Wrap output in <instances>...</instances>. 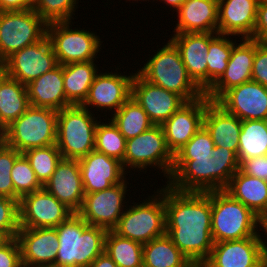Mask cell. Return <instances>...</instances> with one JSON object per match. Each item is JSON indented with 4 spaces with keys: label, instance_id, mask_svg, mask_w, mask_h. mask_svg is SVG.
Masks as SVG:
<instances>
[{
    "label": "cell",
    "instance_id": "obj_25",
    "mask_svg": "<svg viewBox=\"0 0 267 267\" xmlns=\"http://www.w3.org/2000/svg\"><path fill=\"white\" fill-rule=\"evenodd\" d=\"M259 0H218V33L250 38Z\"/></svg>",
    "mask_w": 267,
    "mask_h": 267
},
{
    "label": "cell",
    "instance_id": "obj_2",
    "mask_svg": "<svg viewBox=\"0 0 267 267\" xmlns=\"http://www.w3.org/2000/svg\"><path fill=\"white\" fill-rule=\"evenodd\" d=\"M238 170L237 155L229 149L215 146L213 156L208 159L174 160L167 185L185 192L225 190Z\"/></svg>",
    "mask_w": 267,
    "mask_h": 267
},
{
    "label": "cell",
    "instance_id": "obj_23",
    "mask_svg": "<svg viewBox=\"0 0 267 267\" xmlns=\"http://www.w3.org/2000/svg\"><path fill=\"white\" fill-rule=\"evenodd\" d=\"M232 46L228 65L221 78L205 93L210 101H217L227 90L252 80L255 39L242 38Z\"/></svg>",
    "mask_w": 267,
    "mask_h": 267
},
{
    "label": "cell",
    "instance_id": "obj_38",
    "mask_svg": "<svg viewBox=\"0 0 267 267\" xmlns=\"http://www.w3.org/2000/svg\"><path fill=\"white\" fill-rule=\"evenodd\" d=\"M94 150L119 160L123 165L126 152V138L111 120L108 124H100L98 121L95 131Z\"/></svg>",
    "mask_w": 267,
    "mask_h": 267
},
{
    "label": "cell",
    "instance_id": "obj_20",
    "mask_svg": "<svg viewBox=\"0 0 267 267\" xmlns=\"http://www.w3.org/2000/svg\"><path fill=\"white\" fill-rule=\"evenodd\" d=\"M218 33H176L170 41L179 50L187 73L193 82L207 92V53L209 42Z\"/></svg>",
    "mask_w": 267,
    "mask_h": 267
},
{
    "label": "cell",
    "instance_id": "obj_19",
    "mask_svg": "<svg viewBox=\"0 0 267 267\" xmlns=\"http://www.w3.org/2000/svg\"><path fill=\"white\" fill-rule=\"evenodd\" d=\"M264 255L258 236L214 243L206 267H261Z\"/></svg>",
    "mask_w": 267,
    "mask_h": 267
},
{
    "label": "cell",
    "instance_id": "obj_27",
    "mask_svg": "<svg viewBox=\"0 0 267 267\" xmlns=\"http://www.w3.org/2000/svg\"><path fill=\"white\" fill-rule=\"evenodd\" d=\"M177 13L176 33H218V0H186Z\"/></svg>",
    "mask_w": 267,
    "mask_h": 267
},
{
    "label": "cell",
    "instance_id": "obj_33",
    "mask_svg": "<svg viewBox=\"0 0 267 267\" xmlns=\"http://www.w3.org/2000/svg\"><path fill=\"white\" fill-rule=\"evenodd\" d=\"M267 153V120H244L238 145V161Z\"/></svg>",
    "mask_w": 267,
    "mask_h": 267
},
{
    "label": "cell",
    "instance_id": "obj_44",
    "mask_svg": "<svg viewBox=\"0 0 267 267\" xmlns=\"http://www.w3.org/2000/svg\"><path fill=\"white\" fill-rule=\"evenodd\" d=\"M0 267H23L17 238L0 241Z\"/></svg>",
    "mask_w": 267,
    "mask_h": 267
},
{
    "label": "cell",
    "instance_id": "obj_34",
    "mask_svg": "<svg viewBox=\"0 0 267 267\" xmlns=\"http://www.w3.org/2000/svg\"><path fill=\"white\" fill-rule=\"evenodd\" d=\"M104 251L118 267H143V244L108 230Z\"/></svg>",
    "mask_w": 267,
    "mask_h": 267
},
{
    "label": "cell",
    "instance_id": "obj_22",
    "mask_svg": "<svg viewBox=\"0 0 267 267\" xmlns=\"http://www.w3.org/2000/svg\"><path fill=\"white\" fill-rule=\"evenodd\" d=\"M43 188L77 213L85 195L78 159L62 158Z\"/></svg>",
    "mask_w": 267,
    "mask_h": 267
},
{
    "label": "cell",
    "instance_id": "obj_7",
    "mask_svg": "<svg viewBox=\"0 0 267 267\" xmlns=\"http://www.w3.org/2000/svg\"><path fill=\"white\" fill-rule=\"evenodd\" d=\"M81 105L58 111L56 146L65 159H80L94 151L97 120Z\"/></svg>",
    "mask_w": 267,
    "mask_h": 267
},
{
    "label": "cell",
    "instance_id": "obj_48",
    "mask_svg": "<svg viewBox=\"0 0 267 267\" xmlns=\"http://www.w3.org/2000/svg\"><path fill=\"white\" fill-rule=\"evenodd\" d=\"M32 8V0H0V12L24 11Z\"/></svg>",
    "mask_w": 267,
    "mask_h": 267
},
{
    "label": "cell",
    "instance_id": "obj_18",
    "mask_svg": "<svg viewBox=\"0 0 267 267\" xmlns=\"http://www.w3.org/2000/svg\"><path fill=\"white\" fill-rule=\"evenodd\" d=\"M16 238L23 267H55L59 249L56 228H20Z\"/></svg>",
    "mask_w": 267,
    "mask_h": 267
},
{
    "label": "cell",
    "instance_id": "obj_40",
    "mask_svg": "<svg viewBox=\"0 0 267 267\" xmlns=\"http://www.w3.org/2000/svg\"><path fill=\"white\" fill-rule=\"evenodd\" d=\"M77 0H32V9L47 23L70 21Z\"/></svg>",
    "mask_w": 267,
    "mask_h": 267
},
{
    "label": "cell",
    "instance_id": "obj_39",
    "mask_svg": "<svg viewBox=\"0 0 267 267\" xmlns=\"http://www.w3.org/2000/svg\"><path fill=\"white\" fill-rule=\"evenodd\" d=\"M11 179L15 194L21 199L23 196L43 188L37 180L29 160L22 153L14 163L11 170Z\"/></svg>",
    "mask_w": 267,
    "mask_h": 267
},
{
    "label": "cell",
    "instance_id": "obj_36",
    "mask_svg": "<svg viewBox=\"0 0 267 267\" xmlns=\"http://www.w3.org/2000/svg\"><path fill=\"white\" fill-rule=\"evenodd\" d=\"M225 34H217L210 42L207 53V91L224 74L232 52L233 40Z\"/></svg>",
    "mask_w": 267,
    "mask_h": 267
},
{
    "label": "cell",
    "instance_id": "obj_3",
    "mask_svg": "<svg viewBox=\"0 0 267 267\" xmlns=\"http://www.w3.org/2000/svg\"><path fill=\"white\" fill-rule=\"evenodd\" d=\"M56 228L59 249L55 267H89L104 252L107 230L73 213Z\"/></svg>",
    "mask_w": 267,
    "mask_h": 267
},
{
    "label": "cell",
    "instance_id": "obj_11",
    "mask_svg": "<svg viewBox=\"0 0 267 267\" xmlns=\"http://www.w3.org/2000/svg\"><path fill=\"white\" fill-rule=\"evenodd\" d=\"M70 22H53L46 27V35L52 44L58 64L94 60L101 49L100 38L89 31L70 29Z\"/></svg>",
    "mask_w": 267,
    "mask_h": 267
},
{
    "label": "cell",
    "instance_id": "obj_50",
    "mask_svg": "<svg viewBox=\"0 0 267 267\" xmlns=\"http://www.w3.org/2000/svg\"><path fill=\"white\" fill-rule=\"evenodd\" d=\"M257 223H259L262 226V228L266 232L265 234L267 235V213L257 216ZM257 236H258V240H259L263 255L267 259V245H266L267 242L261 239L259 233H257Z\"/></svg>",
    "mask_w": 267,
    "mask_h": 267
},
{
    "label": "cell",
    "instance_id": "obj_35",
    "mask_svg": "<svg viewBox=\"0 0 267 267\" xmlns=\"http://www.w3.org/2000/svg\"><path fill=\"white\" fill-rule=\"evenodd\" d=\"M110 120L126 138H134L154 124L143 108L130 97Z\"/></svg>",
    "mask_w": 267,
    "mask_h": 267
},
{
    "label": "cell",
    "instance_id": "obj_15",
    "mask_svg": "<svg viewBox=\"0 0 267 267\" xmlns=\"http://www.w3.org/2000/svg\"><path fill=\"white\" fill-rule=\"evenodd\" d=\"M131 97L154 125H162L186 103L177 93L149 83L137 72L132 79Z\"/></svg>",
    "mask_w": 267,
    "mask_h": 267
},
{
    "label": "cell",
    "instance_id": "obj_29",
    "mask_svg": "<svg viewBox=\"0 0 267 267\" xmlns=\"http://www.w3.org/2000/svg\"><path fill=\"white\" fill-rule=\"evenodd\" d=\"M234 199L257 216L267 213V183L238 170L225 188Z\"/></svg>",
    "mask_w": 267,
    "mask_h": 267
},
{
    "label": "cell",
    "instance_id": "obj_37",
    "mask_svg": "<svg viewBox=\"0 0 267 267\" xmlns=\"http://www.w3.org/2000/svg\"><path fill=\"white\" fill-rule=\"evenodd\" d=\"M23 154L29 160L31 168L42 186L53 175L57 164L63 158L56 144L32 148L26 150Z\"/></svg>",
    "mask_w": 267,
    "mask_h": 267
},
{
    "label": "cell",
    "instance_id": "obj_5",
    "mask_svg": "<svg viewBox=\"0 0 267 267\" xmlns=\"http://www.w3.org/2000/svg\"><path fill=\"white\" fill-rule=\"evenodd\" d=\"M58 111L29 106L4 129V142L20 153L32 148L56 144Z\"/></svg>",
    "mask_w": 267,
    "mask_h": 267
},
{
    "label": "cell",
    "instance_id": "obj_56",
    "mask_svg": "<svg viewBox=\"0 0 267 267\" xmlns=\"http://www.w3.org/2000/svg\"><path fill=\"white\" fill-rule=\"evenodd\" d=\"M263 267H267V259L265 258L264 259V262H263V265H262Z\"/></svg>",
    "mask_w": 267,
    "mask_h": 267
},
{
    "label": "cell",
    "instance_id": "obj_21",
    "mask_svg": "<svg viewBox=\"0 0 267 267\" xmlns=\"http://www.w3.org/2000/svg\"><path fill=\"white\" fill-rule=\"evenodd\" d=\"M84 192L94 193L125 180L122 162L97 151L78 159Z\"/></svg>",
    "mask_w": 267,
    "mask_h": 267
},
{
    "label": "cell",
    "instance_id": "obj_41",
    "mask_svg": "<svg viewBox=\"0 0 267 267\" xmlns=\"http://www.w3.org/2000/svg\"><path fill=\"white\" fill-rule=\"evenodd\" d=\"M214 147L215 145L210 133L203 126L191 140L174 155V160L208 159L213 156Z\"/></svg>",
    "mask_w": 267,
    "mask_h": 267
},
{
    "label": "cell",
    "instance_id": "obj_10",
    "mask_svg": "<svg viewBox=\"0 0 267 267\" xmlns=\"http://www.w3.org/2000/svg\"><path fill=\"white\" fill-rule=\"evenodd\" d=\"M174 164V155L169 150L164 130L161 125H154L134 138L126 140V152L123 159V168L145 169L147 166H156L163 170L164 175L170 178ZM126 165V166H125ZM141 168V169H140Z\"/></svg>",
    "mask_w": 267,
    "mask_h": 267
},
{
    "label": "cell",
    "instance_id": "obj_26",
    "mask_svg": "<svg viewBox=\"0 0 267 267\" xmlns=\"http://www.w3.org/2000/svg\"><path fill=\"white\" fill-rule=\"evenodd\" d=\"M241 125L242 120L207 98L203 126L210 133L215 146L229 149L237 155Z\"/></svg>",
    "mask_w": 267,
    "mask_h": 267
},
{
    "label": "cell",
    "instance_id": "obj_53",
    "mask_svg": "<svg viewBox=\"0 0 267 267\" xmlns=\"http://www.w3.org/2000/svg\"><path fill=\"white\" fill-rule=\"evenodd\" d=\"M5 144L4 137L0 136V148Z\"/></svg>",
    "mask_w": 267,
    "mask_h": 267
},
{
    "label": "cell",
    "instance_id": "obj_42",
    "mask_svg": "<svg viewBox=\"0 0 267 267\" xmlns=\"http://www.w3.org/2000/svg\"><path fill=\"white\" fill-rule=\"evenodd\" d=\"M19 229V201L0 196V237L15 238Z\"/></svg>",
    "mask_w": 267,
    "mask_h": 267
},
{
    "label": "cell",
    "instance_id": "obj_9",
    "mask_svg": "<svg viewBox=\"0 0 267 267\" xmlns=\"http://www.w3.org/2000/svg\"><path fill=\"white\" fill-rule=\"evenodd\" d=\"M47 23L32 8L0 12V62L46 35Z\"/></svg>",
    "mask_w": 267,
    "mask_h": 267
},
{
    "label": "cell",
    "instance_id": "obj_28",
    "mask_svg": "<svg viewBox=\"0 0 267 267\" xmlns=\"http://www.w3.org/2000/svg\"><path fill=\"white\" fill-rule=\"evenodd\" d=\"M26 88L31 106L47 107L57 111L72 106L65 95L63 65L58 64L27 84Z\"/></svg>",
    "mask_w": 267,
    "mask_h": 267
},
{
    "label": "cell",
    "instance_id": "obj_6",
    "mask_svg": "<svg viewBox=\"0 0 267 267\" xmlns=\"http://www.w3.org/2000/svg\"><path fill=\"white\" fill-rule=\"evenodd\" d=\"M257 215L225 190L211 191V231L214 243L257 236Z\"/></svg>",
    "mask_w": 267,
    "mask_h": 267
},
{
    "label": "cell",
    "instance_id": "obj_49",
    "mask_svg": "<svg viewBox=\"0 0 267 267\" xmlns=\"http://www.w3.org/2000/svg\"><path fill=\"white\" fill-rule=\"evenodd\" d=\"M89 267H118L110 256L104 251L99 255Z\"/></svg>",
    "mask_w": 267,
    "mask_h": 267
},
{
    "label": "cell",
    "instance_id": "obj_55",
    "mask_svg": "<svg viewBox=\"0 0 267 267\" xmlns=\"http://www.w3.org/2000/svg\"><path fill=\"white\" fill-rule=\"evenodd\" d=\"M3 134H4V129L0 125V136H3Z\"/></svg>",
    "mask_w": 267,
    "mask_h": 267
},
{
    "label": "cell",
    "instance_id": "obj_13",
    "mask_svg": "<svg viewBox=\"0 0 267 267\" xmlns=\"http://www.w3.org/2000/svg\"><path fill=\"white\" fill-rule=\"evenodd\" d=\"M126 189L124 180L102 191L85 194L77 214L89 225L113 230L124 213L122 207Z\"/></svg>",
    "mask_w": 267,
    "mask_h": 267
},
{
    "label": "cell",
    "instance_id": "obj_4",
    "mask_svg": "<svg viewBox=\"0 0 267 267\" xmlns=\"http://www.w3.org/2000/svg\"><path fill=\"white\" fill-rule=\"evenodd\" d=\"M137 72L149 83L177 93L186 102L205 95L188 75L179 50L171 41Z\"/></svg>",
    "mask_w": 267,
    "mask_h": 267
},
{
    "label": "cell",
    "instance_id": "obj_16",
    "mask_svg": "<svg viewBox=\"0 0 267 267\" xmlns=\"http://www.w3.org/2000/svg\"><path fill=\"white\" fill-rule=\"evenodd\" d=\"M240 120H267V87L248 81L227 90L217 101Z\"/></svg>",
    "mask_w": 267,
    "mask_h": 267
},
{
    "label": "cell",
    "instance_id": "obj_8",
    "mask_svg": "<svg viewBox=\"0 0 267 267\" xmlns=\"http://www.w3.org/2000/svg\"><path fill=\"white\" fill-rule=\"evenodd\" d=\"M160 193V194H159ZM151 200L130 206L113 229L119 236L145 244L166 234L164 188ZM159 197V198H158ZM158 199V200H157Z\"/></svg>",
    "mask_w": 267,
    "mask_h": 267
},
{
    "label": "cell",
    "instance_id": "obj_14",
    "mask_svg": "<svg viewBox=\"0 0 267 267\" xmlns=\"http://www.w3.org/2000/svg\"><path fill=\"white\" fill-rule=\"evenodd\" d=\"M72 214L44 188L23 196L19 201L20 228H55Z\"/></svg>",
    "mask_w": 267,
    "mask_h": 267
},
{
    "label": "cell",
    "instance_id": "obj_45",
    "mask_svg": "<svg viewBox=\"0 0 267 267\" xmlns=\"http://www.w3.org/2000/svg\"><path fill=\"white\" fill-rule=\"evenodd\" d=\"M252 81L267 87V42L255 40Z\"/></svg>",
    "mask_w": 267,
    "mask_h": 267
},
{
    "label": "cell",
    "instance_id": "obj_52",
    "mask_svg": "<svg viewBox=\"0 0 267 267\" xmlns=\"http://www.w3.org/2000/svg\"><path fill=\"white\" fill-rule=\"evenodd\" d=\"M7 76V69L4 62H0V85Z\"/></svg>",
    "mask_w": 267,
    "mask_h": 267
},
{
    "label": "cell",
    "instance_id": "obj_54",
    "mask_svg": "<svg viewBox=\"0 0 267 267\" xmlns=\"http://www.w3.org/2000/svg\"><path fill=\"white\" fill-rule=\"evenodd\" d=\"M192 267H206L203 264H193Z\"/></svg>",
    "mask_w": 267,
    "mask_h": 267
},
{
    "label": "cell",
    "instance_id": "obj_17",
    "mask_svg": "<svg viewBox=\"0 0 267 267\" xmlns=\"http://www.w3.org/2000/svg\"><path fill=\"white\" fill-rule=\"evenodd\" d=\"M206 95L181 106L161 126L169 150L175 155L203 127Z\"/></svg>",
    "mask_w": 267,
    "mask_h": 267
},
{
    "label": "cell",
    "instance_id": "obj_30",
    "mask_svg": "<svg viewBox=\"0 0 267 267\" xmlns=\"http://www.w3.org/2000/svg\"><path fill=\"white\" fill-rule=\"evenodd\" d=\"M97 74L94 60L63 65L64 90L71 105H82Z\"/></svg>",
    "mask_w": 267,
    "mask_h": 267
},
{
    "label": "cell",
    "instance_id": "obj_47",
    "mask_svg": "<svg viewBox=\"0 0 267 267\" xmlns=\"http://www.w3.org/2000/svg\"><path fill=\"white\" fill-rule=\"evenodd\" d=\"M250 38L259 42H267V0H259L256 23Z\"/></svg>",
    "mask_w": 267,
    "mask_h": 267
},
{
    "label": "cell",
    "instance_id": "obj_24",
    "mask_svg": "<svg viewBox=\"0 0 267 267\" xmlns=\"http://www.w3.org/2000/svg\"><path fill=\"white\" fill-rule=\"evenodd\" d=\"M134 74L130 76L119 75L117 73L96 74L88 96L82 107L89 109L88 106L102 108L101 110L115 109L117 112L124 103L131 97V84Z\"/></svg>",
    "mask_w": 267,
    "mask_h": 267
},
{
    "label": "cell",
    "instance_id": "obj_31",
    "mask_svg": "<svg viewBox=\"0 0 267 267\" xmlns=\"http://www.w3.org/2000/svg\"><path fill=\"white\" fill-rule=\"evenodd\" d=\"M30 106L26 85L7 76L0 85V125L3 129Z\"/></svg>",
    "mask_w": 267,
    "mask_h": 267
},
{
    "label": "cell",
    "instance_id": "obj_12",
    "mask_svg": "<svg viewBox=\"0 0 267 267\" xmlns=\"http://www.w3.org/2000/svg\"><path fill=\"white\" fill-rule=\"evenodd\" d=\"M4 64L9 77L27 85L58 65L47 35L9 56Z\"/></svg>",
    "mask_w": 267,
    "mask_h": 267
},
{
    "label": "cell",
    "instance_id": "obj_43",
    "mask_svg": "<svg viewBox=\"0 0 267 267\" xmlns=\"http://www.w3.org/2000/svg\"><path fill=\"white\" fill-rule=\"evenodd\" d=\"M19 151L4 144L0 148V196H5L20 201L15 194L14 185L11 179V170L15 160L21 155Z\"/></svg>",
    "mask_w": 267,
    "mask_h": 267
},
{
    "label": "cell",
    "instance_id": "obj_51",
    "mask_svg": "<svg viewBox=\"0 0 267 267\" xmlns=\"http://www.w3.org/2000/svg\"><path fill=\"white\" fill-rule=\"evenodd\" d=\"M164 3L169 4L175 9H179V7L186 1V0H163Z\"/></svg>",
    "mask_w": 267,
    "mask_h": 267
},
{
    "label": "cell",
    "instance_id": "obj_32",
    "mask_svg": "<svg viewBox=\"0 0 267 267\" xmlns=\"http://www.w3.org/2000/svg\"><path fill=\"white\" fill-rule=\"evenodd\" d=\"M192 265L166 234L143 244V267H192Z\"/></svg>",
    "mask_w": 267,
    "mask_h": 267
},
{
    "label": "cell",
    "instance_id": "obj_46",
    "mask_svg": "<svg viewBox=\"0 0 267 267\" xmlns=\"http://www.w3.org/2000/svg\"><path fill=\"white\" fill-rule=\"evenodd\" d=\"M239 170L249 176L265 179L267 177V156L242 160L239 163Z\"/></svg>",
    "mask_w": 267,
    "mask_h": 267
},
{
    "label": "cell",
    "instance_id": "obj_1",
    "mask_svg": "<svg viewBox=\"0 0 267 267\" xmlns=\"http://www.w3.org/2000/svg\"><path fill=\"white\" fill-rule=\"evenodd\" d=\"M166 235L192 264H203L214 246L211 191L185 192L164 188Z\"/></svg>",
    "mask_w": 267,
    "mask_h": 267
}]
</instances>
